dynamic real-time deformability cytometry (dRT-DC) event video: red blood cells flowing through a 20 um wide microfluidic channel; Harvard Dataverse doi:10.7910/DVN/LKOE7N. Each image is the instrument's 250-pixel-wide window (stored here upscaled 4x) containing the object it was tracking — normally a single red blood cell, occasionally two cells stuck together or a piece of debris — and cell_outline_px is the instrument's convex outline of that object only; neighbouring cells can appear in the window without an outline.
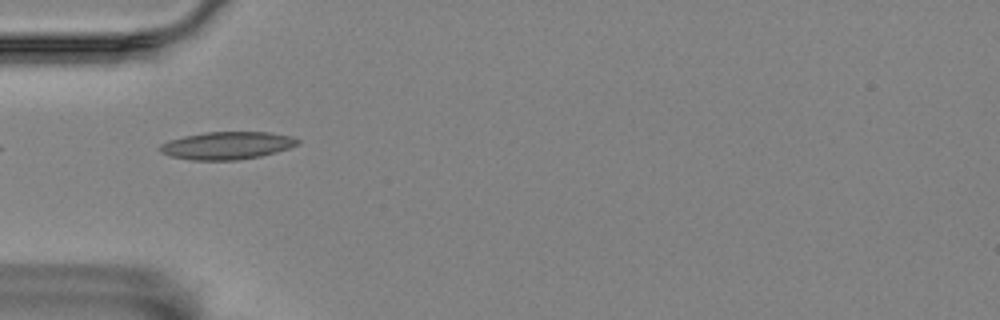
{"species": "Egyptian fruit bat (a non-hibernating species)", "species_latin": "Rousettus aegyptiacus", "temperature_condition": "room temperature", "stored_images_in_passage": 2, "camera_frame_rate_fps": 3000, "um_per_image_px": 0.085, "animal": {"sex": "female"}, "frame": {"image": 1, "passage_image": 2, "time_ms": 1.333, "image_size_px": [1000, 320], "cell_outline_px": [[300, 144], [276, 152], [260, 156], [236, 160], [192, 160], [172, 156], [160, 152], [160, 144], [168, 140], [184, 136], [204, 132], [268, 132], [292, 136], [300, 140]], "centroid_in_image_um": [19.31, 12.36], "position_along_channel_um": 65.7, "area_um2": 22.14}}